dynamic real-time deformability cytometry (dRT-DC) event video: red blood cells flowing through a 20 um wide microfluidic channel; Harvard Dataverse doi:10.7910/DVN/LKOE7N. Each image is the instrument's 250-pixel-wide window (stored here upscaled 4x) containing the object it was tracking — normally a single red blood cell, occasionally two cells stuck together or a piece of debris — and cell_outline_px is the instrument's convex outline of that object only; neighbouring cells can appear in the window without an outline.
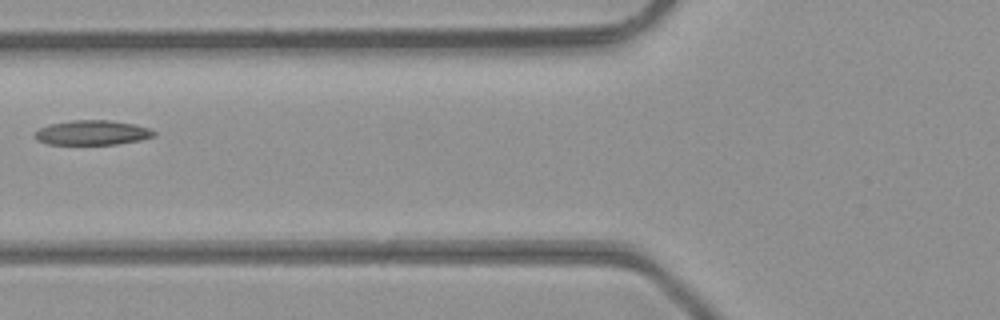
{"species": "common noctule bat (a hibernating species)", "species_latin": "Nyctalus noctula", "temperature_condition": "room temperature", "stored_images_in_passage": 5, "camera_frame_rate_fps": 3000, "um_per_image_px": 0.085, "animal": {"sex": "male", "body_mass_g": 23.1, "forearm_length_mm": 52.7}, "frame": {"image": 1, "passage_image": 5, "time_ms": 1.333, "image_size_px": [1000, 320], "cell_outline_px": [[156, 136], [140, 140], [116, 144], [48, 144], [36, 140], [32, 136], [40, 128], [48, 124], [72, 120], [108, 120], [136, 124], [148, 128], [156, 132]], "centroid_in_image_um": [7.83, 11.27], "position_along_channel_um": 118.0, "area_um2": 17.22}}